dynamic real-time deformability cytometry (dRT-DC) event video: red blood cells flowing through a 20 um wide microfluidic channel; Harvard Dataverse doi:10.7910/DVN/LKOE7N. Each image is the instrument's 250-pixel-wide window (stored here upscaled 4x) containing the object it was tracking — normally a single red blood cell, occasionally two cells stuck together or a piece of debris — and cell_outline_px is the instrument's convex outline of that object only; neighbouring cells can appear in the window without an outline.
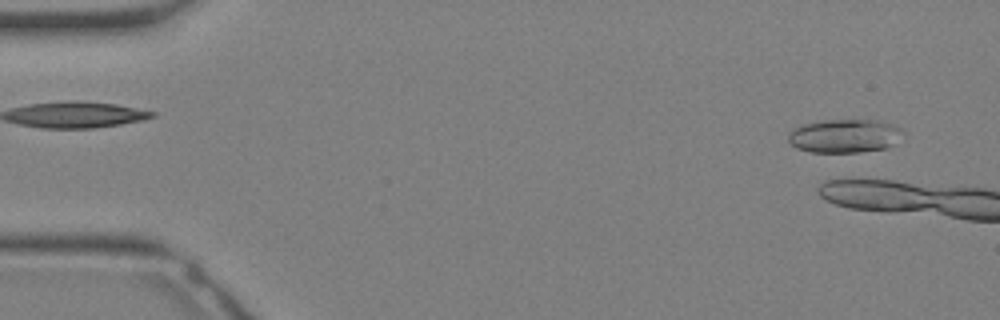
{"species": "Egyptian fruit bat (a non-hibernating species)", "species_latin": "Rousettus aegyptiacus", "temperature_condition": "warm", "stored_images_in_passage": 5, "camera_frame_rate_fps": 3000, "um_per_image_px": 0.085, "animal": {"sex": "female"}, "frame": {"image": 1, "passage_image": 2, "time_ms": 0.333, "image_size_px": [1000, 320], "cell_outline_px": [[904, 132], [892, 144], [884, 148], [860, 152], [808, 152], [796, 148], [788, 144], [788, 132], [792, 128], [800, 124], [820, 120], [880, 120], [892, 124], [900, 128]], "centroid_in_image_um": [71.69, 11.54], "position_along_channel_um": 13.3, "area_um2": 22.66}}